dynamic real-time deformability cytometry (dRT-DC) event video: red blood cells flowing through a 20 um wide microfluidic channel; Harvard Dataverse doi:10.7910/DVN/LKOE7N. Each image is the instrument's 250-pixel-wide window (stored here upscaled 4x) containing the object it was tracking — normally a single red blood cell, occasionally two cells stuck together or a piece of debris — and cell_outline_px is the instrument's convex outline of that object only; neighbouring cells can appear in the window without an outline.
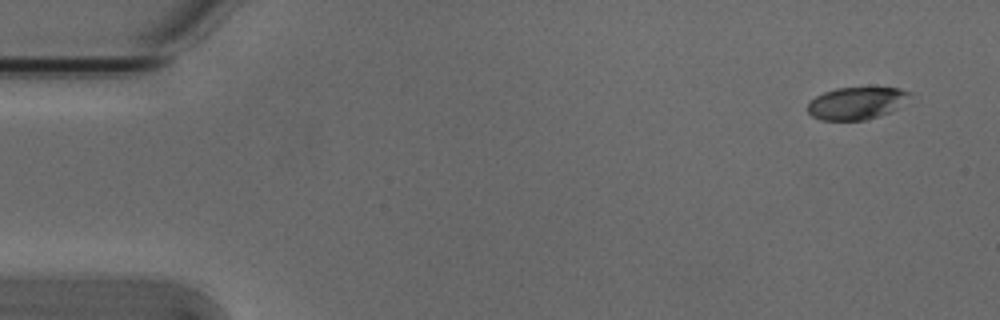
{"species": "Egyptian fruit bat (a non-hibernating species)", "species_latin": "Rousettus aegyptiacus", "temperature_condition": "cold", "stored_images_in_passage": 5, "camera_frame_rate_fps": 3000, "um_per_image_px": 0.085, "animal": {"sex": "male"}, "frame": {"image": 1, "passage_image": 1, "time_ms": 0.0, "image_size_px": [1000, 320], "cell_outline_px": [[912, 92], [888, 112], [864, 120], [820, 120], [812, 116], [808, 112], [808, 100], [824, 92], [836, 88], [900, 88]], "centroid_in_image_um": [72.68, 8.77], "position_along_channel_um": 12.3, "area_um2": 18.67}}